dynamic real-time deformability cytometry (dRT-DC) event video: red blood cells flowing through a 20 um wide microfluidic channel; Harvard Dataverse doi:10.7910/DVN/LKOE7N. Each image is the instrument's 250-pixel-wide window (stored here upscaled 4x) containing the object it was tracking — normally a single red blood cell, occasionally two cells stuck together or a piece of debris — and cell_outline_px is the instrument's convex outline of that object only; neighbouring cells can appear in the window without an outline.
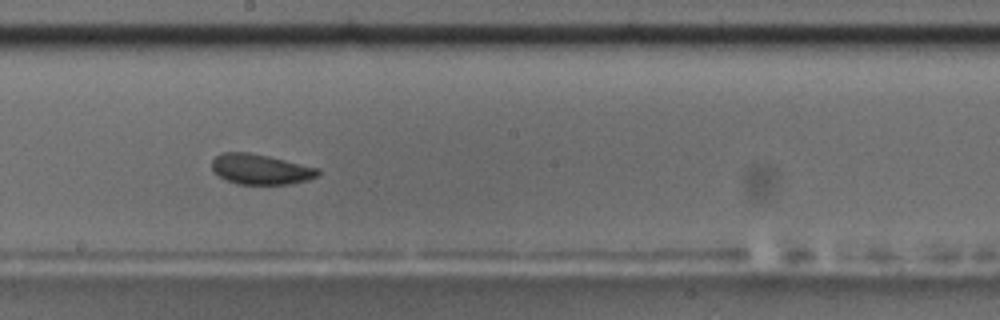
{"species": "common noctule bat (a hibernating species)", "species_latin": "Nyctalus noctula", "temperature_condition": "room temperature", "stored_images_in_passage": 35, "camera_frame_rate_fps": 3000, "um_per_image_px": 0.085, "animal": {"sex": "male", "body_mass_g": 17.5, "forearm_length_mm": 52.3}, "frame": {"image": 1, "passage_image": 20, "time_ms": 6.333, "image_size_px": [1000, 320], "cell_outline_px": [[320, 172], [316, 176], [308, 180], [288, 184], [236, 184], [212, 172], [212, 160], [220, 152], [248, 152], [268, 156], [320, 168]], "centroid_in_image_um": [22.13, 14.38], "position_along_channel_um": 226.1, "area_um2": 18.73}, "authors_computed_cell_mechanics": {"area_um2": 19.1318, "velocity_mm_per_s": 3.6421, "shape_relaxation_time_tau1_ms": 2.7086, "shape_relaxation_time_tau2_ms": 2.1317, "deformation_change_tau1": 0.0576, "deformation_change_tau2": 0.0524}}